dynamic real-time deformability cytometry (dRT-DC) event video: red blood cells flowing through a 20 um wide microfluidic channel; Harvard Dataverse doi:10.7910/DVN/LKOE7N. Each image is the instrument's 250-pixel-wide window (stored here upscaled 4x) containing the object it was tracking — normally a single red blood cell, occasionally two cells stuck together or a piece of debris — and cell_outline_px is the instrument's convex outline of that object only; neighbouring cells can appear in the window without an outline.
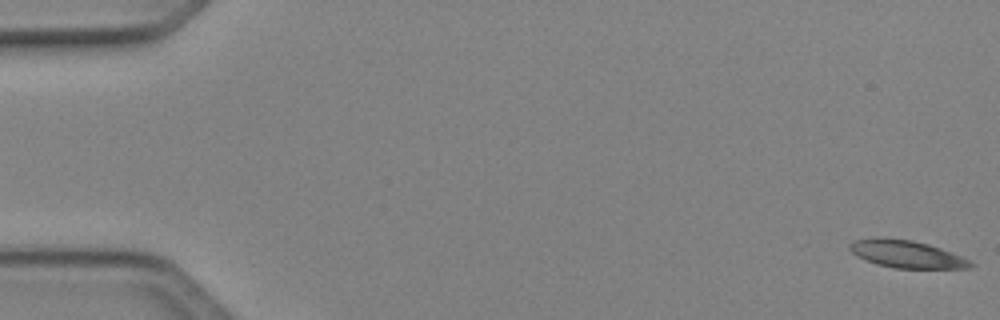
{"species": "Egyptian fruit bat (a non-hibernating species)", "species_latin": "Rousettus aegyptiacus", "temperature_condition": "cold", "stored_images_in_passage": 39, "camera_frame_rate_fps": 3000, "um_per_image_px": 0.085, "animal": {"sex": "female"}, "frame": {"image": 1, "passage_image": 1, "time_ms": 0.0, "image_size_px": [1000, 320], "cell_outline_px": [[976, 264], [968, 268], [896, 268], [876, 264], [856, 256], [848, 248], [848, 244], [856, 240], [872, 236], [880, 236], [912, 240], [928, 244], [940, 248], [960, 256]], "centroid_in_image_um": [76.99, 21.57], "position_along_channel_um": 8.0, "area_um2": 19.42}}
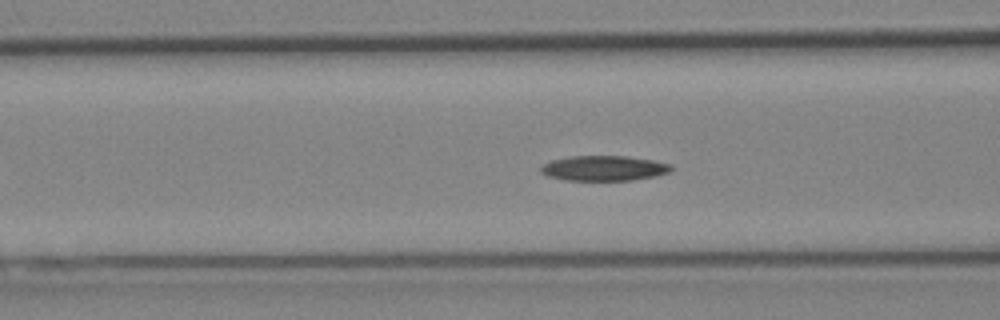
{"frame": {"image": 2, "passage_image": 20, "time_ms": 6.333, "image_size_px": [1000, 320], "cell_outline_px": [[672, 172], [656, 176], [632, 180], [568, 180], [548, 176], [540, 172], [540, 168], [544, 164], [552, 160], [568, 156], [624, 156], [652, 160], [672, 164]], "centroid_in_image_um": [51.36, 14.3], "position_along_channel_um": 115.2, "area_um2": 19.07}}
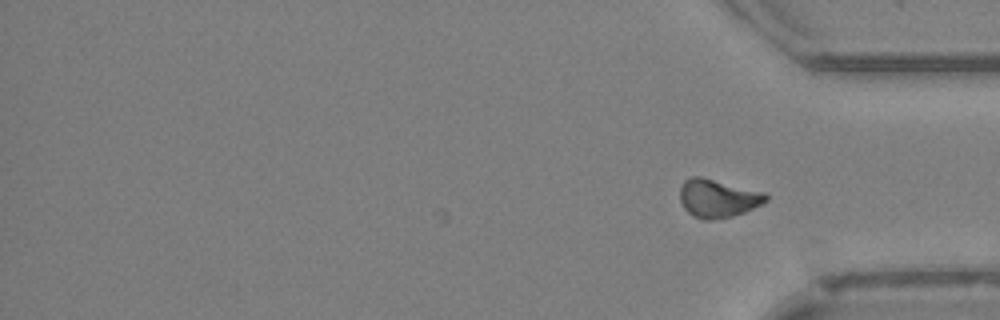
{"frame": {"image": 3, "passage_image": 39, "time_ms": 12.667, "image_size_px": [1000, 320], "cell_outline_px": [[768, 200], [744, 212], [732, 216], [708, 220], [704, 220], [688, 212], [684, 208], [680, 200], [680, 188], [684, 180], [692, 176], [700, 176], [764, 192], [768, 196]], "centroid_in_image_um": [60.99, 16.84], "position_along_channel_um": 374.2, "area_um2": 18.9}}